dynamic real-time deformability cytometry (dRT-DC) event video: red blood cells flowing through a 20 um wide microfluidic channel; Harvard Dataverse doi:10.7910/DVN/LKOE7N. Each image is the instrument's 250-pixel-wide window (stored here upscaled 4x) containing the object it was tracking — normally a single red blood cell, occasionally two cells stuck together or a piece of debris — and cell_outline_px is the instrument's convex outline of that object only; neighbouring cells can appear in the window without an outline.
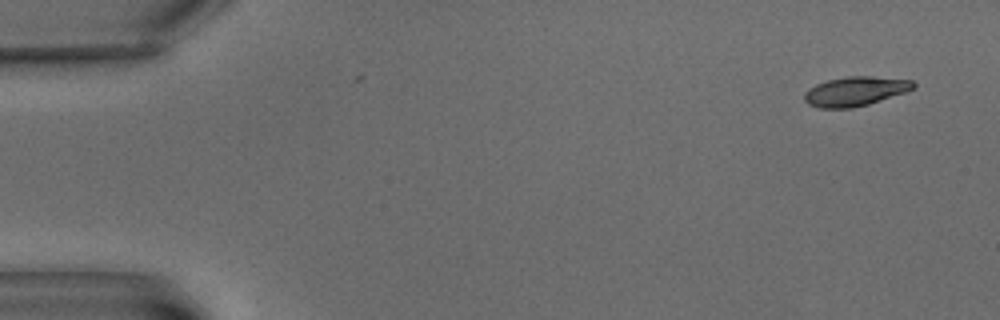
{"species": "common noctule bat (a hibernating species)", "species_latin": "Nyctalus noctula", "temperature_condition": "warm", "stored_images_in_passage": 7, "camera_frame_rate_fps": 3000, "um_per_image_px": 0.085, "animal": {"sex": "male", "body_mass_g": 15.6}, "frame": {"image": 1, "passage_image": 1, "time_ms": 0.0, "image_size_px": [1000, 320], "cell_outline_px": [[916, 88], [908, 92], [868, 104], [852, 108], [820, 108], [808, 104], [804, 100], [804, 92], [808, 88], [816, 84], [828, 80], [848, 76], [872, 76], [912, 80], [916, 84]], "centroid_in_image_um": [72.72, 7.76], "position_along_channel_um": 12.3, "area_um2": 18.84}}
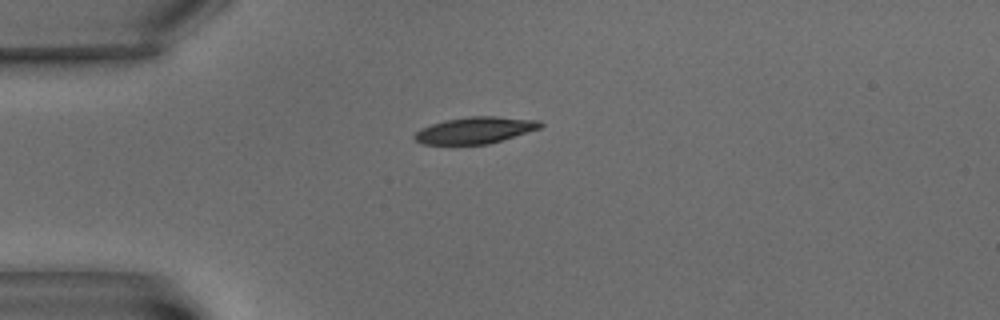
{"frame": {"image": 2, "passage_image": 5, "time_ms": 4.667, "image_size_px": [1000, 320], "cell_outline_px": [[544, 124], [540, 128], [488, 144], [424, 144], [416, 140], [412, 136], [420, 128], [444, 120], [468, 116], [496, 116], [540, 120]], "centroid_in_image_um": [40.38, 11.06], "position_along_channel_um": 44.6, "area_um2": 19.42}}
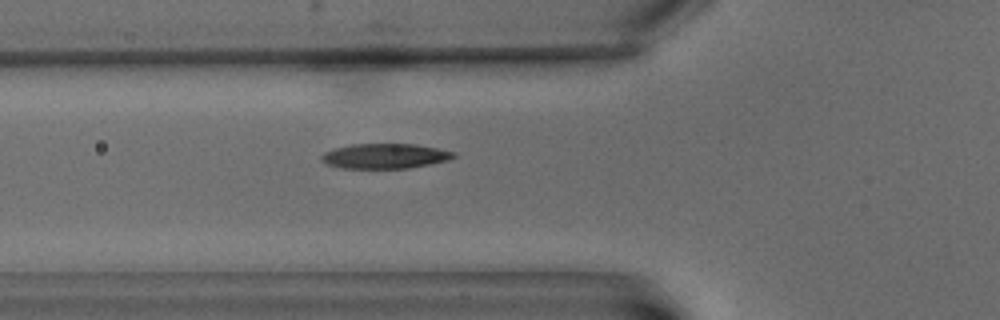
{"frame": {"image": 3, "passage_image": 7, "time_ms": 7.0, "image_size_px": [1000, 320], "cell_outline_px": [[456, 156], [448, 160], [408, 168], [344, 168], [328, 164], [320, 160], [320, 156], [324, 152], [336, 148], [352, 144], [416, 144], [456, 152]], "centroid_in_image_um": [32.72, 13.26], "position_along_channel_um": 93.1, "area_um2": 19.07}}